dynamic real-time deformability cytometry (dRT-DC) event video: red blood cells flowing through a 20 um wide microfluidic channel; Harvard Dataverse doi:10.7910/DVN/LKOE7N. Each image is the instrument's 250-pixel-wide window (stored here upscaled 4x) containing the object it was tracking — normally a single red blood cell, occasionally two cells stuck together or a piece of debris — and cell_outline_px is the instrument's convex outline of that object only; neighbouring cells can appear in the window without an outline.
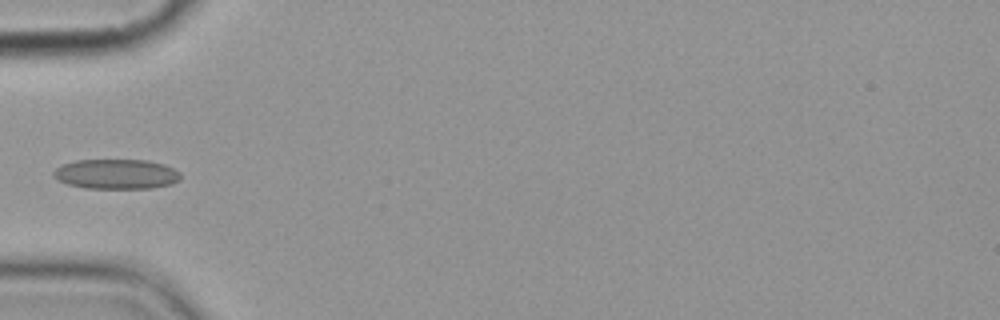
{"species": "common noctule bat (a hibernating species)", "species_latin": "Nyctalus noctula", "temperature_condition": "cold", "stored_images_in_passage": 6, "camera_frame_rate_fps": 3000, "um_per_image_px": 0.085, "animal": {"sex": "female", "body_mass_g": 19.9}, "frame": {"image": 1, "passage_image": 5, "time_ms": 5.0, "image_size_px": [1000, 320], "cell_outline_px": [[180, 180], [172, 184], [152, 188], [84, 188], [68, 184], [52, 176], [52, 172], [56, 168], [64, 164], [76, 160], [148, 160], [164, 164], [180, 172]], "centroid_in_image_um": [9.9, 14.79], "position_along_channel_um": 75.1, "area_um2": 22.14}}
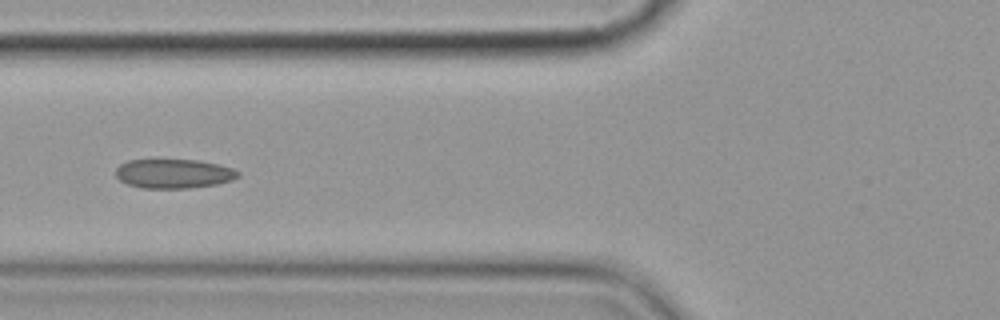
{"frame": {"image": 2, "passage_image": 6, "time_ms": 6.0, "image_size_px": [1000, 320], "cell_outline_px": [[240, 176], [232, 180], [216, 184], [188, 188], [140, 188], [128, 184], [120, 180], [116, 176], [116, 168], [120, 164], [128, 160], [200, 160], [232, 168], [240, 172]], "centroid_in_image_um": [14.76, 14.76], "position_along_channel_um": 111.0, "area_um2": 20.81}}